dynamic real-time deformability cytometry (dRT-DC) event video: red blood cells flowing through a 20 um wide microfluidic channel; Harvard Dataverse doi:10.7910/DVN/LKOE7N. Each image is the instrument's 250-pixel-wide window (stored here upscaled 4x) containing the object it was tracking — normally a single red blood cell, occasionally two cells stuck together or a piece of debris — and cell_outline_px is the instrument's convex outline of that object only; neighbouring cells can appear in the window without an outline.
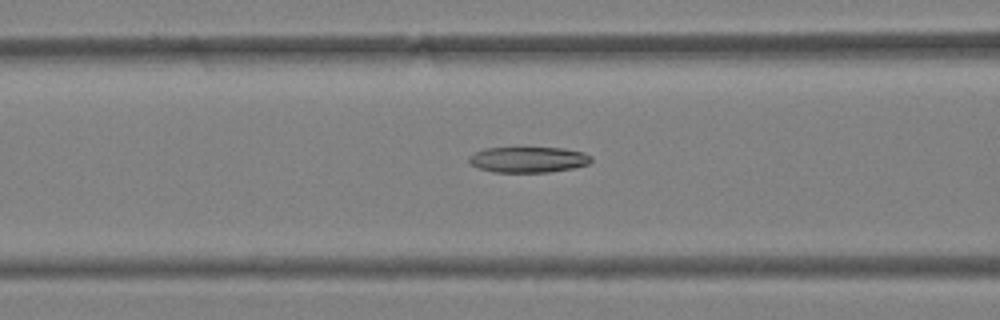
{"species": "Egyptian fruit bat (a non-hibernating species)", "species_latin": "Rousettus aegyptiacus", "temperature_condition": "warm", "stored_images_in_passage": 35, "camera_frame_rate_fps": 3000, "um_per_image_px": 0.085, "animal": {"sex": "female"}, "frame": {"image": 1, "passage_image": 8, "time_ms": 2.333, "image_size_px": [1000, 320], "cell_outline_px": [[592, 160], [588, 164], [572, 168], [548, 172], [492, 172], [480, 168], [472, 164], [468, 160], [468, 156], [484, 148], [564, 148], [584, 152], [592, 156]], "centroid_in_image_um": [44.92, 13.56], "position_along_channel_um": 121.7, "area_um2": 18.26}}
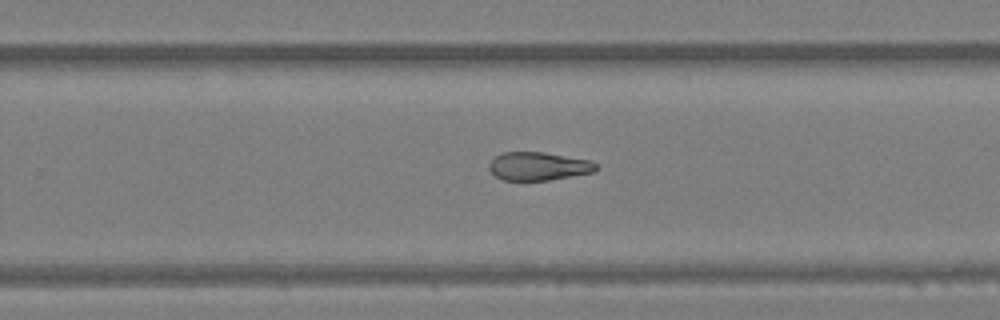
{"frame": {"image": 2, "passage_image": 19, "time_ms": 6.0, "image_size_px": [1000, 320], "cell_outline_px": [[600, 168], [596, 172], [548, 180], [500, 180], [488, 168], [488, 164], [496, 156], [504, 152], [544, 152], [588, 160], [596, 164]], "centroid_in_image_um": [45.78, 14.13], "position_along_channel_um": 284.0, "area_um2": 17.63}}
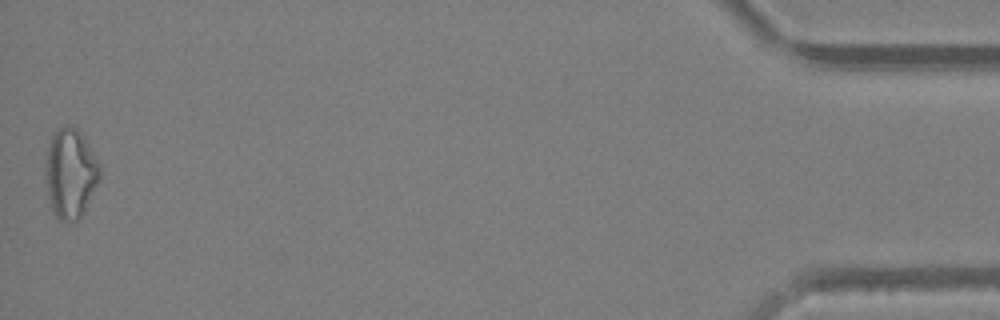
{"frame": {"image": 3, "passage_image": 35, "time_ms": 11.333, "image_size_px": [1000, 320], "cell_outline_px": [[100, 180], [84, 212], [76, 220], [60, 220], [56, 216], [52, 208], [48, 196], [44, 180], [44, 160], [48, 144], [52, 132], [64, 124], [68, 124], [76, 128], [80, 132], [96, 160], [100, 168]], "centroid_in_image_um": [5.93, 14.7], "position_along_channel_um": 429.3, "area_um2": 28.55}, "authors_computed_cell_mechanics": {"area_um2": 19.5364, "velocity_mm_per_s": 4.4449, "shape_relaxation_time_tau1_ms": null, "shape_relaxation_time_tau2_ms": 7.7827, "deformation_change_tau1": null, "deformation_change_tau2": 0.2144}}